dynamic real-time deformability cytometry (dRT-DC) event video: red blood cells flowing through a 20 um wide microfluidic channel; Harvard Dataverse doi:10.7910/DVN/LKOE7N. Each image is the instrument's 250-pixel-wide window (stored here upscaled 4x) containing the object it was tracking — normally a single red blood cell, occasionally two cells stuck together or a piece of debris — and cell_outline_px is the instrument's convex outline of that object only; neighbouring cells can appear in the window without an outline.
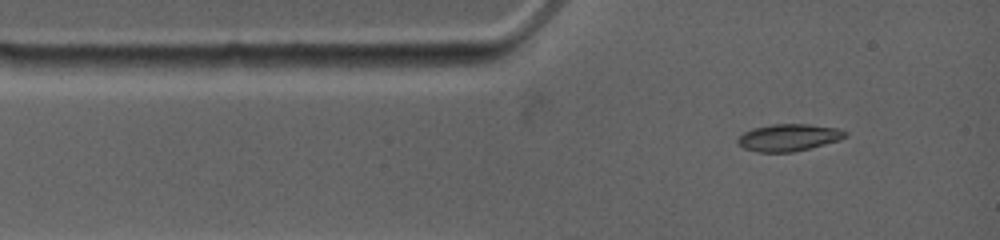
{"species": "common noctule bat (a hibernating species)", "species_latin": "Nyctalus noctula", "temperature_condition": "warm", "stored_images_in_passage": 27, "camera_frame_rate_fps": 4500, "um_per_image_px": 0.085, "animal": {"sex": "female", "body_mass_g": 19.0, "forearm_length_mm": 53.3}, "frame": {"image": 1, "passage_image": 2, "time_ms": 0.444, "image_size_px": [1000, 240], "cell_outline_px": [[848, 136], [840, 140], [792, 152], [756, 152], [744, 148], [736, 140], [744, 132], [752, 128], [772, 124], [808, 124], [836, 128], [848, 132]], "centroid_in_image_um": [67.04, 11.68], "position_along_channel_um": 18.0, "area_um2": 16.88}}
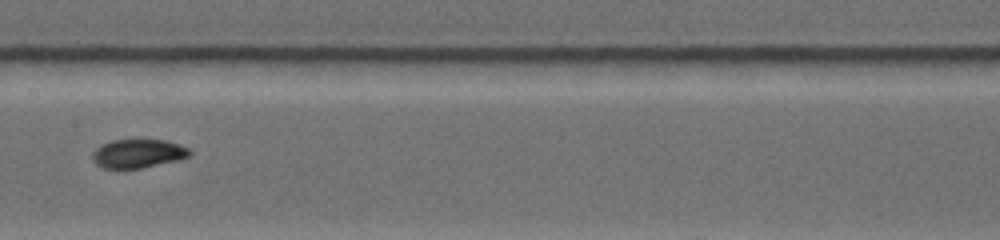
{"frame": {"image": 2, "passage_image": 12, "time_ms": 5.556, "image_size_px": [1000, 240], "cell_outline_px": [[192, 152], [188, 156], [176, 160], [140, 168], [104, 168], [96, 164], [92, 160], [92, 152], [100, 144], [112, 140], [164, 140], [180, 144], [188, 148]], "centroid_in_image_um": [11.69, 13.04], "position_along_channel_um": 195.7, "area_um2": 16.13}}
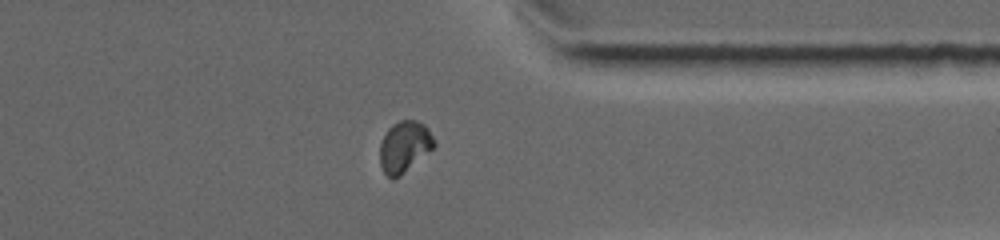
{"frame": {"image": 3, "passage_image": 23, "time_ms": 10.444, "image_size_px": [1000, 240], "cell_outline_px": [[436, 144], [432, 148], [400, 176], [392, 180], [384, 172], [380, 164], [380, 144], [388, 128], [392, 124], [400, 120], [416, 120], [424, 124], [428, 128], [436, 140]], "centroid_in_image_um": [34.37, 12.45], "position_along_channel_um": 377.0, "area_um2": 16.13}}